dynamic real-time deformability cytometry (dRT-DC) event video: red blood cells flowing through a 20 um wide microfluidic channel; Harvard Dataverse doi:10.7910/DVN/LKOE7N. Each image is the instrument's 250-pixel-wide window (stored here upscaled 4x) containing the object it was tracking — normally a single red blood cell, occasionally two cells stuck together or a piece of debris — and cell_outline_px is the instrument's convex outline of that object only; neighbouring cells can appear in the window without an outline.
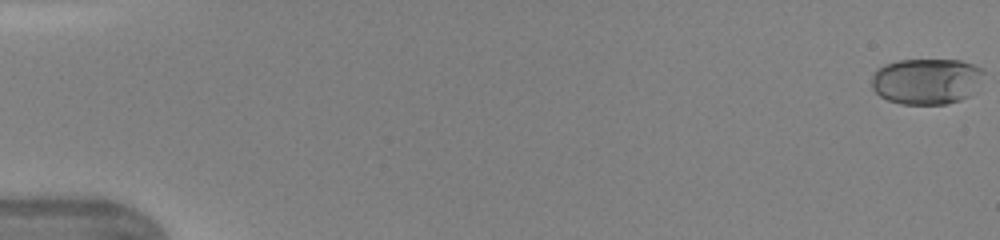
{"species": "human", "species_latin": "Homo sapiens", "temperature_condition": "warm", "stored_images_in_passage": 47, "camera_frame_rate_fps": 3000, "um_per_image_px": 0.085, "donor": {"sex": "female"}, "frame": {"image": 1, "passage_image": 1, "time_ms": 0.0, "image_size_px": [1000, 240], "cell_outline_px": [[984, 72], [968, 96], [960, 100], [944, 104], [900, 104], [888, 100], [880, 96], [872, 88], [872, 76], [876, 68], [884, 64], [896, 60], [960, 60], [984, 68]], "centroid_in_image_um": [78.69, 6.89], "position_along_channel_um": 6.3, "area_um2": 29.94}}
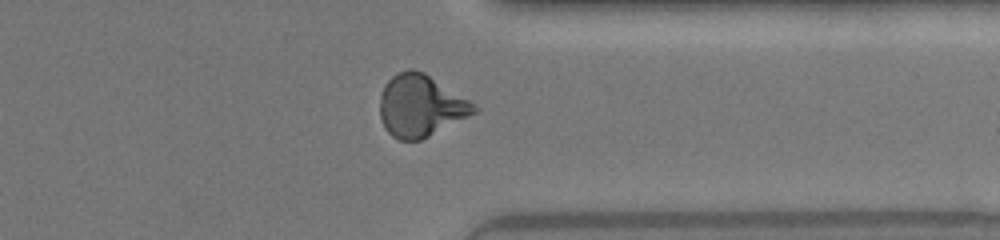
{"frame": {"image": 2, "passage_image": 38, "time_ms": 12.333, "image_size_px": [1000, 240], "cell_outline_px": [[480, 108], [476, 112], [420, 140], [400, 140], [392, 136], [384, 128], [380, 116], [380, 96], [384, 84], [392, 76], [408, 68], [412, 68], [424, 72], [476, 104]], "centroid_in_image_um": [35.73, 8.98], "position_along_channel_um": 375.7, "area_um2": 33.81}}
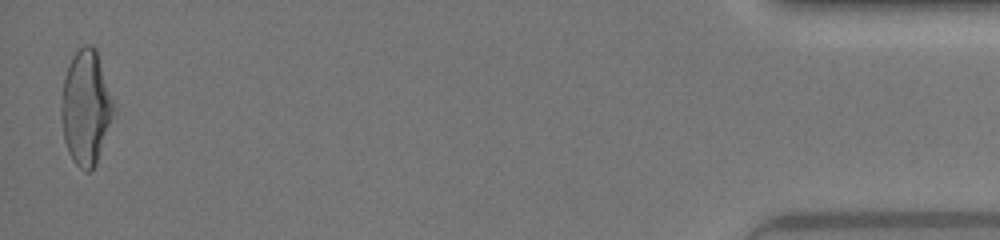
{"frame": {"image": 3, "passage_image": 47, "time_ms": 15.333, "image_size_px": [1000, 240], "cell_outline_px": [[116, 108], [96, 164], [88, 172], [84, 172], [72, 160], [68, 152], [64, 140], [60, 112], [60, 108], [64, 80], [68, 64], [72, 56], [84, 44], [92, 44], [96, 48]], "centroid_in_image_um": [7.3, 9.14], "position_along_channel_um": 427.9, "area_um2": 35.08}, "authors_computed_cell_mechanics": {"area_um2": 32.1946, "velocity_mm_per_s": 4.3861, "shape_relaxation_time_tau1_ms": 4.2572, "shape_relaxation_time_tau2_ms": 0.6771, "deformation_change_tau1": 0.1931, "deformation_change_tau2": 0.0676}}